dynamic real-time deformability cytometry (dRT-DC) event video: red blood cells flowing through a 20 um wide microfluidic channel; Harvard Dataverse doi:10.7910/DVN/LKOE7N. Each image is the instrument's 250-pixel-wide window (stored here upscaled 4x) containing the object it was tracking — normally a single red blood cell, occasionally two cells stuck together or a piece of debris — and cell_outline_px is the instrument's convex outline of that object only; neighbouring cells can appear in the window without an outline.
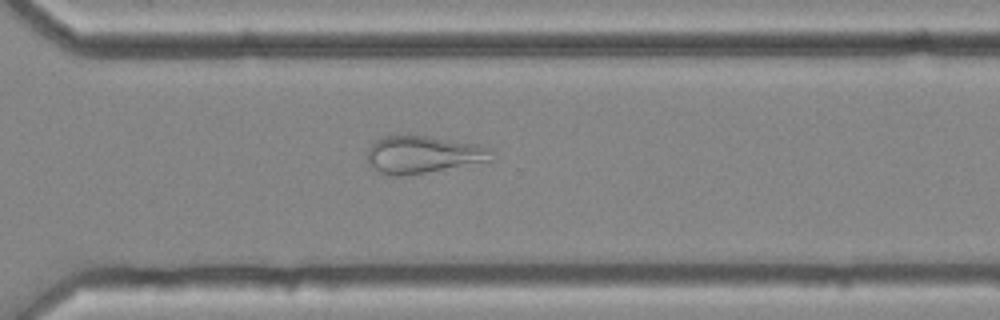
{"species": "common noctule bat (a hibernating species)", "species_latin": "Nyctalus noctula", "temperature_condition": "cold", "stored_images_in_passage": 53, "camera_frame_rate_fps": 3000, "um_per_image_px": 0.085, "animal": {"sex": "female", "body_mass_g": 25.1}, "frame": {"image": 1, "passage_image": 38, "time_ms": 12.333, "image_size_px": [1000, 320], "cell_outline_px": [[492, 160], [424, 172], [400, 176], [392, 176], [376, 172], [368, 164], [368, 148], [376, 140], [384, 136], [428, 136], [480, 144], [492, 148]], "centroid_in_image_um": [35.94, 13.13], "position_along_channel_um": 334.7, "area_um2": 26.93}}
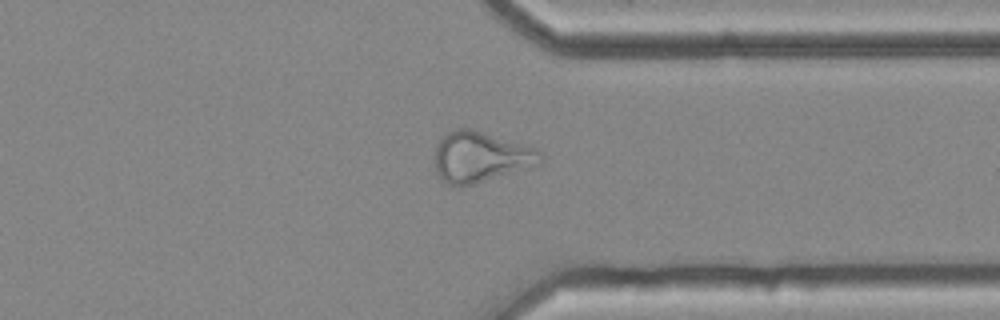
{"frame": {"image": 2, "passage_image": 41, "time_ms": 13.333, "image_size_px": [1000, 320], "cell_outline_px": [[544, 160], [540, 164], [460, 188], [448, 184], [440, 176], [436, 168], [436, 148], [440, 140], [448, 132], [456, 128], [468, 128], [532, 148], [540, 152], [544, 156]], "centroid_in_image_um": [40.83, 13.37], "position_along_channel_um": 370.6, "area_um2": 30.35}}
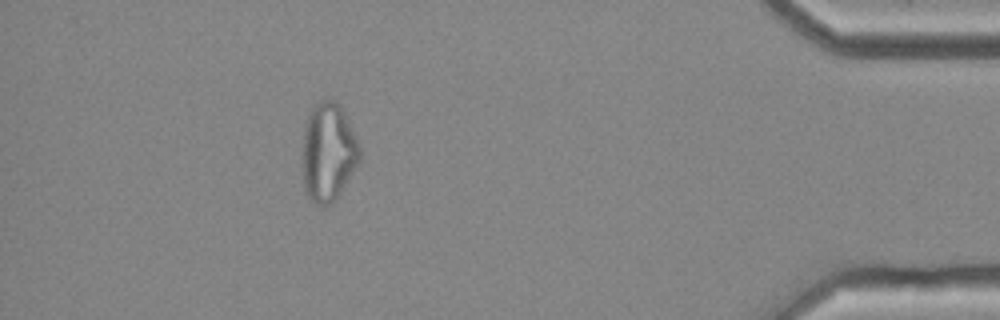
{"frame": {"image": 3, "passage_image": 48, "time_ms": 15.667, "image_size_px": [1000, 320], "cell_outline_px": [[360, 160], [356, 168], [340, 196], [328, 204], [312, 204], [304, 192], [300, 164], [304, 128], [308, 112], [320, 100], [328, 96], [340, 104], [360, 144]], "centroid_in_image_um": [27.86, 12.94], "position_along_channel_um": 407.3, "area_um2": 34.16}}